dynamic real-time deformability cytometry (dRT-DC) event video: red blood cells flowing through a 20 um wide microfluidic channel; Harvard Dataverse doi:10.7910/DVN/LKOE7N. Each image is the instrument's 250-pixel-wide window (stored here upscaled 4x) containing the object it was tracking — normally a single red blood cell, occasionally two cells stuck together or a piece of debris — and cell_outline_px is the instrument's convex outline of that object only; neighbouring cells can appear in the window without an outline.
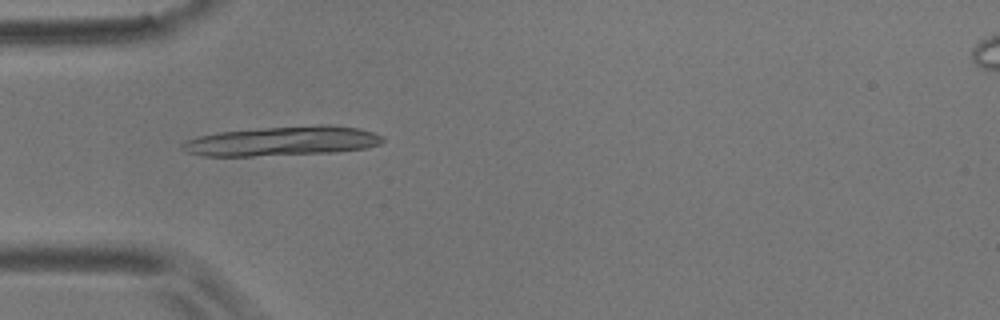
{"species": "common noctule bat (a hibernating species)", "species_latin": "Nyctalus noctula", "temperature_condition": "room temperature", "stored_images_in_passage": 56, "camera_frame_rate_fps": 3000, "um_per_image_px": 0.085, "animal": {"sex": "male", "body_mass_g": 17.9}, "frame": {"image": 1, "passage_image": 17, "time_ms": 5.333, "image_size_px": [1000, 320], "cell_outline_px": [[384, 140], [380, 144], [368, 148], [336, 152], [252, 156], [204, 156], [184, 152], [180, 148], [180, 144], [188, 140], [200, 136], [220, 132], [264, 128], [320, 124], [332, 124], [360, 128], [372, 132], [380, 136]], "centroid_in_image_um": [24.02, 11.99], "position_along_channel_um": 61.0, "area_um2": 34.51}}